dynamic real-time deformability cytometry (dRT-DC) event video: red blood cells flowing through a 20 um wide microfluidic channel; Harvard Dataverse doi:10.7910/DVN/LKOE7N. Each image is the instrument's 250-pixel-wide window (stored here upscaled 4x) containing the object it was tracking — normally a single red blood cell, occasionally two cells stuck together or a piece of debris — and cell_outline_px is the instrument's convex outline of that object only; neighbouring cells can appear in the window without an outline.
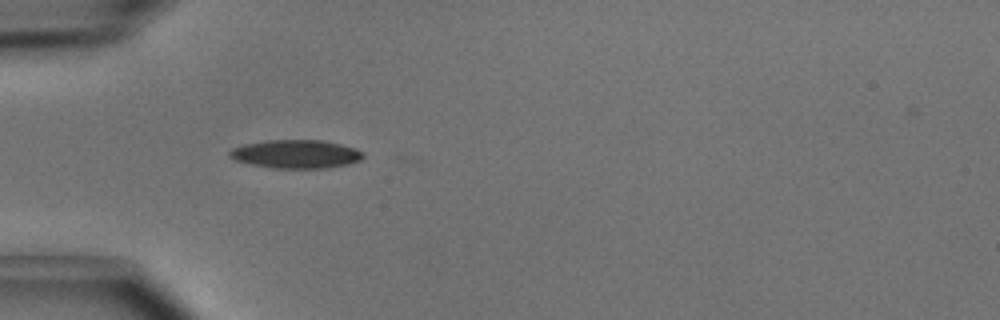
{"species": "common noctule bat (a hibernating species)", "species_latin": "Nyctalus noctula", "temperature_condition": "cold", "stored_images_in_passage": 24, "camera_frame_rate_fps": 3000, "um_per_image_px": 0.085, "animal": {"sex": "male", "body_mass_g": 15.6}, "frame": {"image": 1, "passage_image": 2, "time_ms": 0.333, "image_size_px": [1000, 320], "cell_outline_px": [[364, 156], [360, 160], [348, 164], [328, 168], [276, 168], [252, 164], [236, 160], [228, 156], [228, 152], [232, 148], [244, 144], [268, 140], [324, 140], [356, 148], [364, 152]], "centroid_in_image_um": [25.18, 13.09], "position_along_channel_um": 59.8, "area_um2": 22.14}}
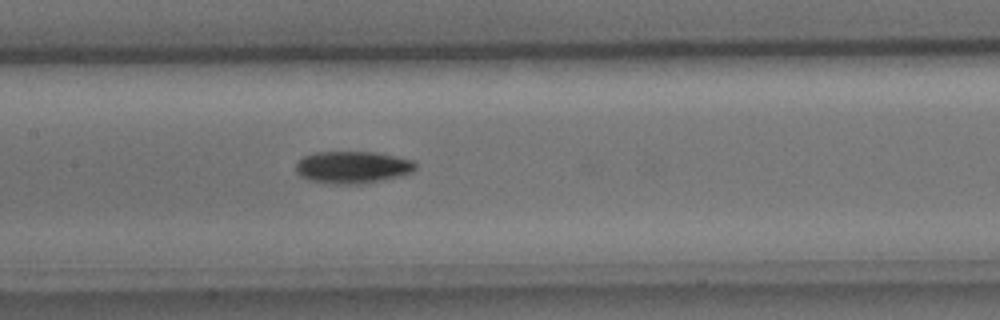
{"frame": {"image": 2, "passage_image": 11, "time_ms": 3.333, "image_size_px": [1000, 320], "cell_outline_px": [[416, 168], [412, 172], [400, 176], [360, 184], [340, 184], [308, 180], [300, 176], [296, 172], [296, 164], [304, 156], [312, 152], [372, 152], [396, 156], [416, 160]], "centroid_in_image_um": [29.98, 14.21], "position_along_channel_um": 177.4, "area_um2": 22.43}}
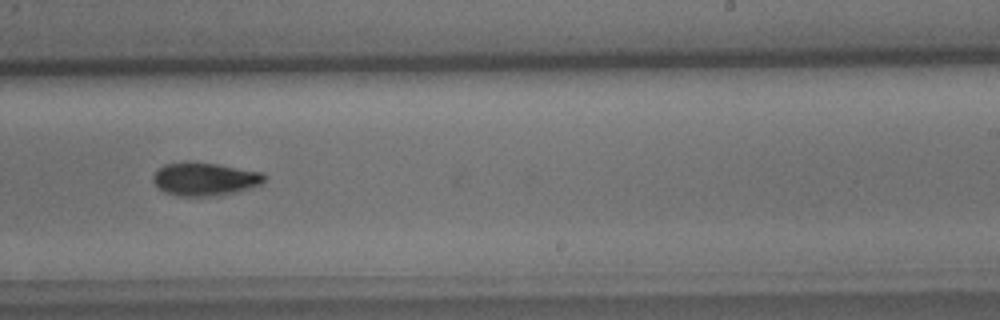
{"frame": {"image": 3, "passage_image": 18, "time_ms": 5.667, "image_size_px": [1000, 320], "cell_outline_px": [[268, 176], [260, 184], [236, 192], [216, 196], [180, 196], [164, 192], [152, 180], [152, 176], [164, 164], [188, 160], [216, 164], [264, 172]], "centroid_in_image_um": [17.41, 15.2], "position_along_channel_um": 271.6, "area_um2": 21.68}}